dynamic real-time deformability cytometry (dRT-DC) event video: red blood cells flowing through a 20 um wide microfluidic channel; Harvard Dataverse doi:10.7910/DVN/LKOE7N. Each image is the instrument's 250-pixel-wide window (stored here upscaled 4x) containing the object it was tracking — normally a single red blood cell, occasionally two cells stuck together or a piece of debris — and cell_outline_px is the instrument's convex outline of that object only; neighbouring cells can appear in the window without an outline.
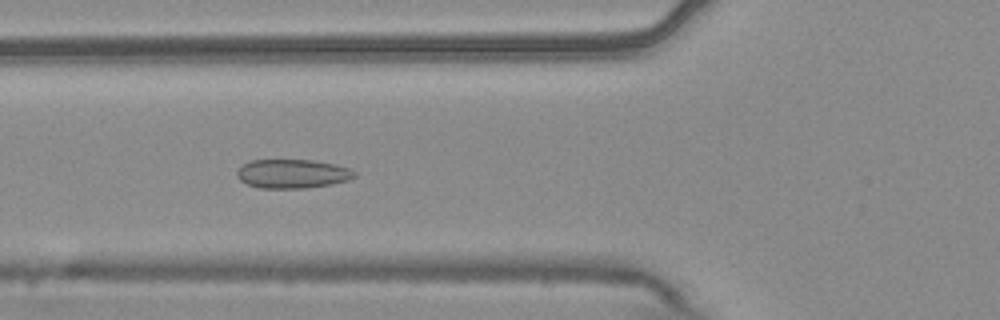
{"species": "common noctule bat (a hibernating species)", "species_latin": "Nyctalus noctula", "temperature_condition": "warm", "stored_images_in_passage": 6, "camera_frame_rate_fps": 3000, "um_per_image_px": 0.085, "animal": {"sex": "male", "body_mass_g": 20.4}, "frame": {"image": 1, "passage_image": 6, "time_ms": 1.667, "image_size_px": [1000, 320], "cell_outline_px": [[356, 176], [348, 180], [332, 184], [304, 188], [260, 188], [248, 184], [240, 180], [236, 176], [236, 172], [244, 164], [252, 160], [312, 160], [336, 164], [348, 168], [356, 172]], "centroid_in_image_um": [24.87, 14.77], "position_along_channel_um": 100.9, "area_um2": 19.77}}